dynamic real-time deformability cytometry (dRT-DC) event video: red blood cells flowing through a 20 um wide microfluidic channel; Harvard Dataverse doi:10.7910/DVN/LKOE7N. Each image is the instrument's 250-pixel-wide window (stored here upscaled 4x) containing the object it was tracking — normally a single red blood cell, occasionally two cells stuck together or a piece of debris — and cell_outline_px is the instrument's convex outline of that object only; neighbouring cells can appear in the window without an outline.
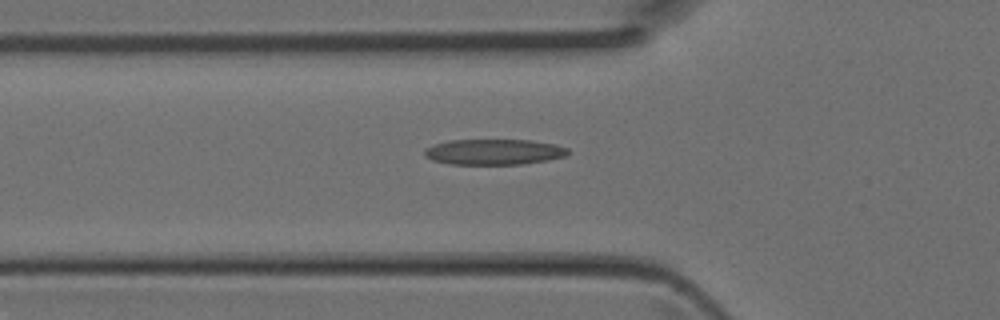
{"species": "Egyptian fruit bat (a non-hibernating species)", "species_latin": "Rousettus aegyptiacus", "temperature_condition": "room temperature", "stored_images_in_passage": 26, "camera_frame_rate_fps": 3000, "um_per_image_px": 0.085, "animal": {"sex": "female"}, "frame": {"image": 1, "passage_image": 3, "time_ms": 0.667, "image_size_px": [1000, 320], "cell_outline_px": [[568, 152], [564, 156], [548, 160], [524, 164], [448, 164], [432, 160], [424, 156], [424, 148], [432, 144], [448, 140], [532, 140], [552, 144], [568, 148]], "centroid_in_image_um": [41.91, 12.91], "position_along_channel_um": 83.9, "area_um2": 21.5}}
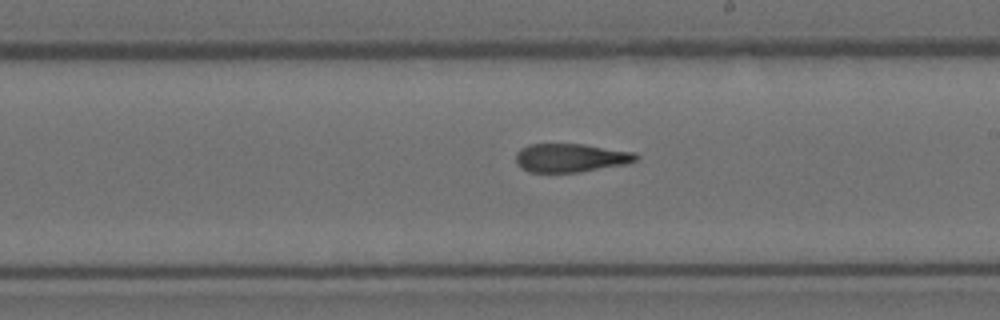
{"frame": {"image": 2, "passage_image": 13, "time_ms": 4.0, "image_size_px": [1000, 320], "cell_outline_px": [[640, 156], [636, 160], [628, 164], [580, 172], [528, 172], [520, 168], [516, 164], [516, 152], [520, 148], [528, 144], [584, 144], [636, 152]], "centroid_in_image_um": [48.51, 13.41], "position_along_channel_um": 240.5, "area_um2": 20.35}}
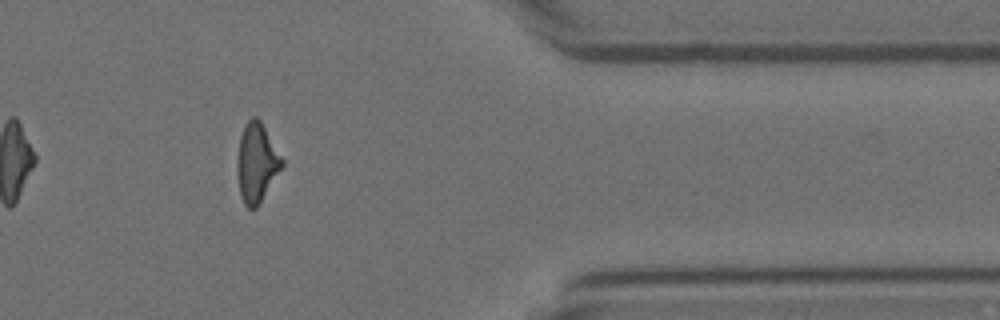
{"frame": {"image": 3, "passage_image": 24, "time_ms": 7.667, "image_size_px": [1000, 320], "cell_outline_px": [[284, 164], [256, 208], [248, 208], [244, 204], [240, 196], [236, 172], [236, 164], [240, 136], [244, 124], [252, 116], [256, 116], [260, 120], [284, 160]], "centroid_in_image_um": [21.79, 13.82], "position_along_channel_um": 389.6, "area_um2": 20.63}}